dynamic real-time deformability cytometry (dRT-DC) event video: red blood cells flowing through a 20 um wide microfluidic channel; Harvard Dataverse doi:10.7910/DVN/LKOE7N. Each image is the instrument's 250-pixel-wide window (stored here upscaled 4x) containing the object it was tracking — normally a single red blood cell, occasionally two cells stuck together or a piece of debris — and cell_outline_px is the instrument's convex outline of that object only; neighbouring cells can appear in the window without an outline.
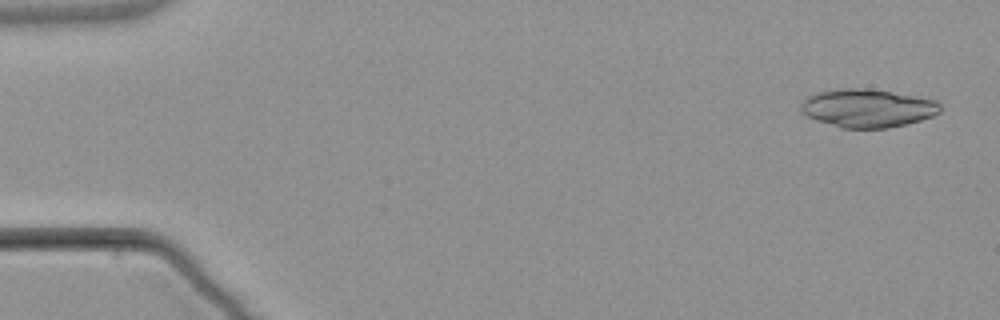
{"species": "common noctule bat (a hibernating species)", "species_latin": "Nyctalus noctula", "temperature_condition": "warm", "stored_images_in_passage": 4, "camera_frame_rate_fps": 3000, "um_per_image_px": 0.085, "animal": {"sex": "male", "body_mass_g": 21.5, "forearm_length_mm": 52.0}, "frame": {"image": 1, "passage_image": 1, "time_ms": 0.0, "image_size_px": [1000, 320], "cell_outline_px": [[940, 112], [932, 116], [920, 120], [888, 128], [840, 128], [816, 120], [808, 116], [800, 108], [800, 104], [808, 96], [816, 92], [840, 88], [864, 88], [892, 92], [936, 100], [940, 104]], "centroid_in_image_um": [73.72, 9.19], "position_along_channel_um": 11.3, "area_um2": 30.92}}